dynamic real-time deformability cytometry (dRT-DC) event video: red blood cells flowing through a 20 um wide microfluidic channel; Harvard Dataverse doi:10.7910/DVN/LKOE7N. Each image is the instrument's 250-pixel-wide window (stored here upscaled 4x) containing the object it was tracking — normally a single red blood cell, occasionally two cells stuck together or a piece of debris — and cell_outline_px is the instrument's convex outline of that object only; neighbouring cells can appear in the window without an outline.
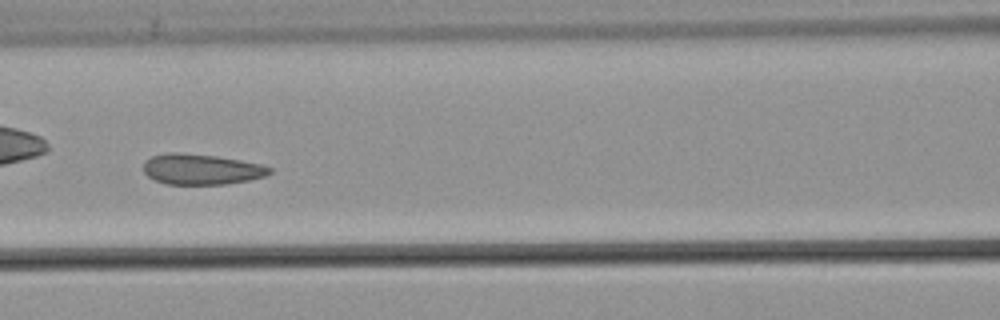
{"species": "common noctule bat (a hibernating species)", "species_latin": "Nyctalus noctula", "temperature_condition": "warm", "stored_images_in_passage": 54, "camera_frame_rate_fps": 3000, "um_per_image_px": 0.085, "animal": {"sex": "male", "body_mass_g": 21.5, "forearm_length_mm": 52.0}, "frame": {"image": 1, "passage_image": 24, "time_ms": 7.667, "image_size_px": [1000, 320], "cell_outline_px": [[272, 172], [264, 176], [248, 180], [228, 184], [168, 184], [156, 180], [148, 176], [144, 172], [144, 164], [152, 156], [168, 152], [180, 152], [216, 156], [240, 160], [260, 164], [272, 168]], "centroid_in_image_um": [17.13, 14.38], "position_along_channel_um": 149.5, "area_um2": 22.31}, "authors_computed_cell_mechanics": {"area_um2": 23.4668, "velocity_mm_per_s": 3.7826, "shape_relaxation_time_tau1_ms": null, "shape_relaxation_time_tau2_ms": 1.1539, "deformation_change_tau1": null, "deformation_change_tau2": 0.0728}}